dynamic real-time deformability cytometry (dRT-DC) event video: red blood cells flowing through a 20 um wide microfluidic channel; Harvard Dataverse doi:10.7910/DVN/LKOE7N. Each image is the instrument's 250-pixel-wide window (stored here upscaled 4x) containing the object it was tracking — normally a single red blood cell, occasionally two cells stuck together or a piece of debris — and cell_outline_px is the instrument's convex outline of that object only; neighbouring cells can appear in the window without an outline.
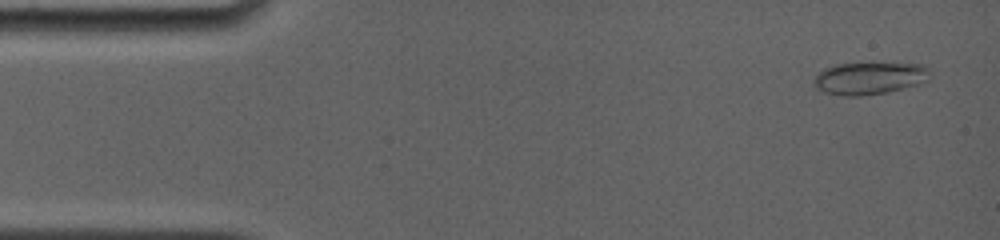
{"species": "common noctule bat (a hibernating species)", "species_latin": "Nyctalus noctula", "temperature_condition": "room temperature", "stored_images_in_passage": 68, "camera_frame_rate_fps": 4000, "um_per_image_px": 0.085, "animal": {"sex": "female", "body_mass_g": 19.0, "forearm_length_mm": 56.7}, "frame": {"image": 1, "passage_image": 3, "time_ms": 0.5, "image_size_px": [1000, 240], "cell_outline_px": [[932, 72], [928, 80], [920, 84], [888, 92], [860, 96], [844, 96], [824, 92], [816, 88], [816, 76], [824, 68], [836, 64], [924, 64]], "centroid_in_image_um": [73.96, 6.66], "position_along_channel_um": 11.0, "area_um2": 21.68}}
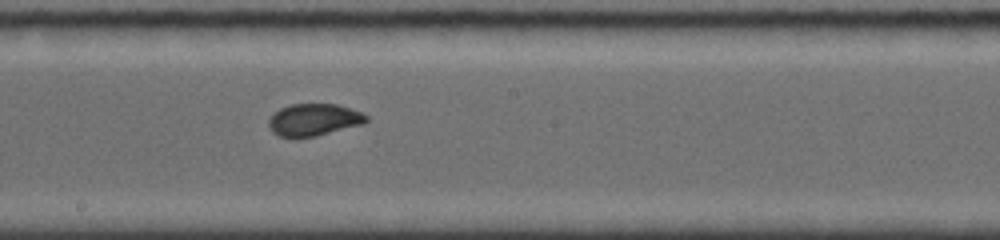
{"frame": {"image": 2, "passage_image": 36, "time_ms": 8.75, "image_size_px": [1000, 240], "cell_outline_px": [[368, 120], [364, 124], [316, 136], [296, 140], [280, 136], [272, 132], [268, 124], [268, 120], [280, 108], [292, 104], [336, 104], [360, 112], [368, 116]], "centroid_in_image_um": [26.65, 10.21], "position_along_channel_um": 221.5, "area_um2": 18.5}}
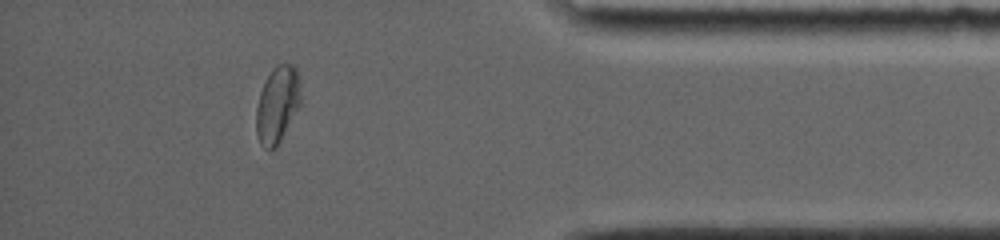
{"frame": {"image": 3, "passage_image": 60, "time_ms": 14.25, "image_size_px": [1000, 240], "cell_outline_px": [[300, 104], [276, 148], [268, 152], [260, 144], [256, 132], [256, 108], [260, 92], [264, 80], [272, 68], [276, 64], [292, 64], [296, 68], [300, 76]], "centroid_in_image_um": [23.56, 8.88], "position_along_channel_um": 411.6, "area_um2": 20.11}}